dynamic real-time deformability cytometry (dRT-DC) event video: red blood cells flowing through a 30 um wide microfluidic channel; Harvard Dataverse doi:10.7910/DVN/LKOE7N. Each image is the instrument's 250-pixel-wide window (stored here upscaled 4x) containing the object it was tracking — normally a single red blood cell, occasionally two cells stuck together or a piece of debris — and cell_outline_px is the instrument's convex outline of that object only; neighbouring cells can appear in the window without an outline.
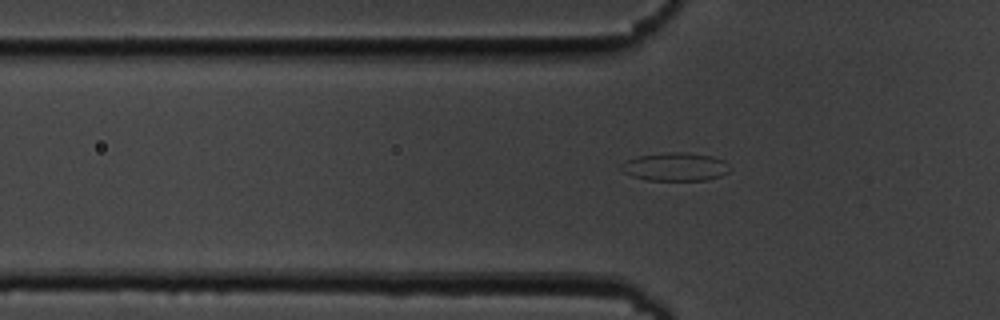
{"species": "common noctule bat (a hibernating species)", "species_latin": "Nyctalus noctula", "temperature_condition": "cold", "stored_images_in_passage": 38, "camera_frame_rate_fps": 3000, "um_per_image_px": 0.085, "animal": {"sex": "male", "body_mass_g": 19.5, "forearm_length_mm": 54.6}, "frame": {"image": 1, "passage_image": 5, "time_ms": 1.333, "image_size_px": [1000, 320], "cell_outline_px": [[732, 168], [728, 172], [720, 176], [708, 180], [648, 180], [632, 176], [624, 172], [620, 168], [628, 160], [636, 156], [664, 152], [688, 152], [712, 156], [724, 160]], "centroid_in_image_um": [57.45, 14.17], "position_along_channel_um": 68.3, "area_um2": 17.98}}
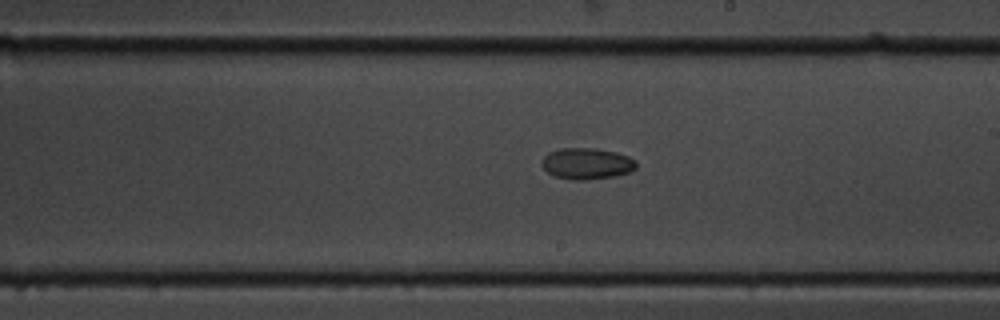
{"frame": {"image": 2, "passage_image": 19, "time_ms": 6.0, "image_size_px": [1000, 320], "cell_outline_px": [[636, 168], [632, 172], [616, 176], [584, 180], [572, 180], [552, 176], [540, 164], [540, 160], [548, 152], [560, 148], [592, 148], [616, 152], [628, 156], [636, 160]], "centroid_in_image_um": [49.86, 13.91], "position_along_channel_um": 239.1, "area_um2": 17.51}}
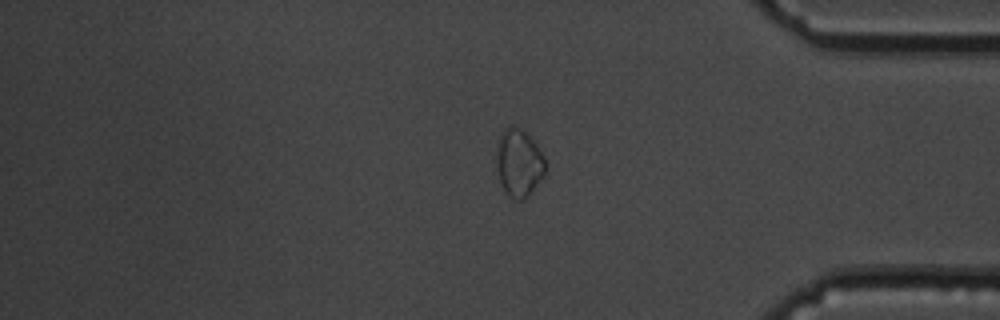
{"frame": {"image": 3, "passage_image": 33, "time_ms": 10.667, "image_size_px": [1000, 320], "cell_outline_px": [[544, 176], [524, 200], [516, 200], [508, 196], [500, 180], [496, 168], [496, 152], [500, 132], [508, 124], [512, 124], [520, 128], [536, 144], [544, 156]], "centroid_in_image_um": [44.07, 13.82], "position_along_channel_um": 391.1, "area_um2": 19.31}}